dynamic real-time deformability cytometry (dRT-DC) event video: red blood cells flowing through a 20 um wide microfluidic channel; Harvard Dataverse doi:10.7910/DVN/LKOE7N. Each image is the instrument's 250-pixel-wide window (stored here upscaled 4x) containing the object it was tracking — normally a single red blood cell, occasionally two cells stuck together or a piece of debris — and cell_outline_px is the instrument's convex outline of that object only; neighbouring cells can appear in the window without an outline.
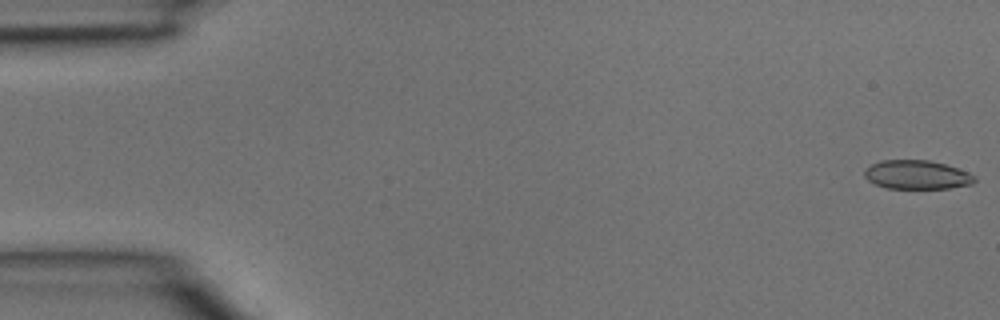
{"species": "common noctule bat (a hibernating species)", "species_latin": "Nyctalus noctula", "temperature_condition": "room temperature", "stored_images_in_passage": 3, "camera_frame_rate_fps": 3000, "um_per_image_px": 0.085, "animal": {"sex": "male", "body_mass_g": 15.6}, "frame": {"image": 1, "passage_image": 1, "time_ms": 0.0, "image_size_px": [1000, 320], "cell_outline_px": [[976, 180], [972, 184], [948, 188], [888, 188], [876, 184], [868, 180], [864, 176], [864, 168], [880, 160], [928, 160], [944, 164], [968, 172], [976, 176]], "centroid_in_image_um": [77.92, 14.85], "position_along_channel_um": 7.1, "area_um2": 18.44}}
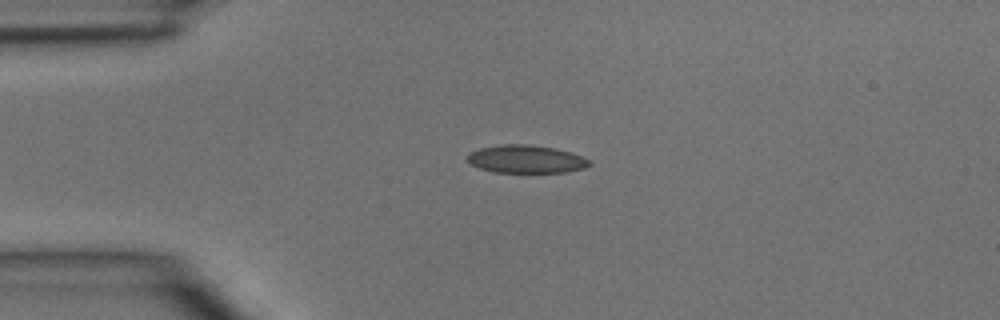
{"frame": {"image": 2, "passage_image": 3, "time_ms": 0.667, "image_size_px": [1000, 320], "cell_outline_px": [[592, 164], [584, 168], [564, 172], [492, 172], [480, 168], [472, 164], [468, 160], [468, 156], [472, 152], [480, 148], [500, 144], [528, 144], [552, 148], [572, 152], [588, 160]], "centroid_in_image_um": [44.72, 13.52], "position_along_channel_um": 40.3, "area_um2": 19.59}}